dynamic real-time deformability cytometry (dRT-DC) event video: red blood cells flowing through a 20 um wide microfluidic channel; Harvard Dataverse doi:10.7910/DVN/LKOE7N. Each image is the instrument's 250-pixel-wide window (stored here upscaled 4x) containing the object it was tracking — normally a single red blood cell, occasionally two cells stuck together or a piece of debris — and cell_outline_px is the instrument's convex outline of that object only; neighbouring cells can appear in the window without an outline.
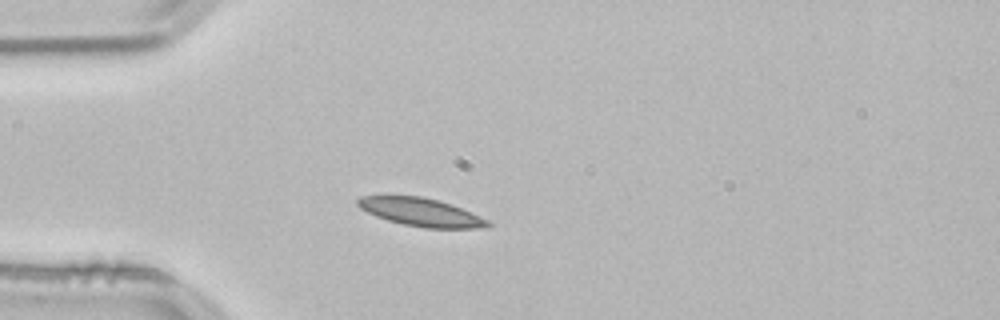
{"species": "common noctule bat (a hibernating species)", "species_latin": "Nyctalus noctula", "temperature_condition": "room temperature", "stored_images_in_passage": 40, "camera_frame_rate_fps": 3000, "um_per_image_px": 0.085, "animal": {"sex": "male", "body_mass_g": 21.5, "forearm_length_mm": 52.0}, "frame": {"image": 1, "passage_image": 1, "time_ms": 0.0, "image_size_px": [1000, 320], "cell_outline_px": [[492, 224], [488, 228], [424, 228], [404, 224], [388, 220], [376, 216], [360, 208], [356, 204], [356, 200], [360, 196], [420, 196], [436, 200], [460, 208], [488, 220]], "centroid_in_image_um": [35.77, 18.04], "position_along_channel_um": 49.2, "area_um2": 20.98}}
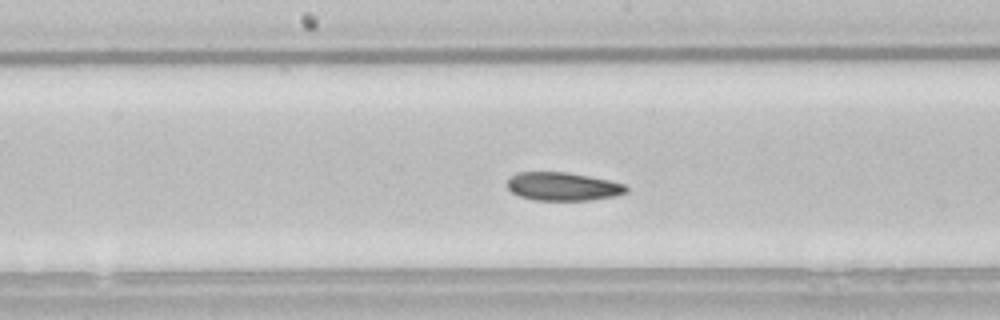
{"frame": {"image": 2, "passage_image": 14, "time_ms": 4.333, "image_size_px": [1000, 320], "cell_outline_px": [[628, 192], [616, 196], [592, 200], [532, 200], [520, 196], [512, 192], [508, 188], [508, 180], [512, 176], [520, 172], [564, 172], [588, 176], [608, 180], [624, 184], [628, 188]], "centroid_in_image_um": [47.87, 15.86], "position_along_channel_um": 200.3, "area_um2": 19.54}}
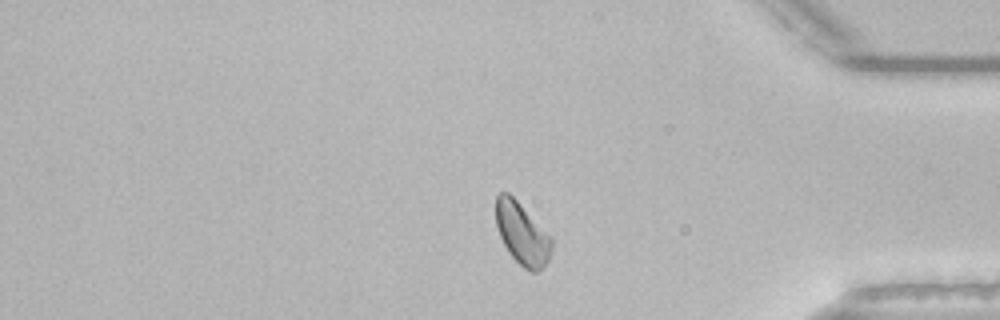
{"frame": {"image": 3, "passage_image": 31, "time_ms": 10.0, "image_size_px": [1000, 320], "cell_outline_px": [[552, 244], [548, 260], [536, 272], [532, 272], [524, 268], [508, 252], [500, 236], [496, 224], [496, 196], [500, 192], [508, 192], [552, 236]], "centroid_in_image_um": [44.37, 19.84], "position_along_channel_um": 390.8, "area_um2": 19.88}, "authors_computed_cell_mechanics": {"area_um2": 20.2878, "velocity_mm_per_s": 3.7832, "shape_relaxation_time_tau1_ms": null, "shape_relaxation_time_tau2_ms": 9.0956, "deformation_change_tau1": null, "deformation_change_tau2": 0.1457}}